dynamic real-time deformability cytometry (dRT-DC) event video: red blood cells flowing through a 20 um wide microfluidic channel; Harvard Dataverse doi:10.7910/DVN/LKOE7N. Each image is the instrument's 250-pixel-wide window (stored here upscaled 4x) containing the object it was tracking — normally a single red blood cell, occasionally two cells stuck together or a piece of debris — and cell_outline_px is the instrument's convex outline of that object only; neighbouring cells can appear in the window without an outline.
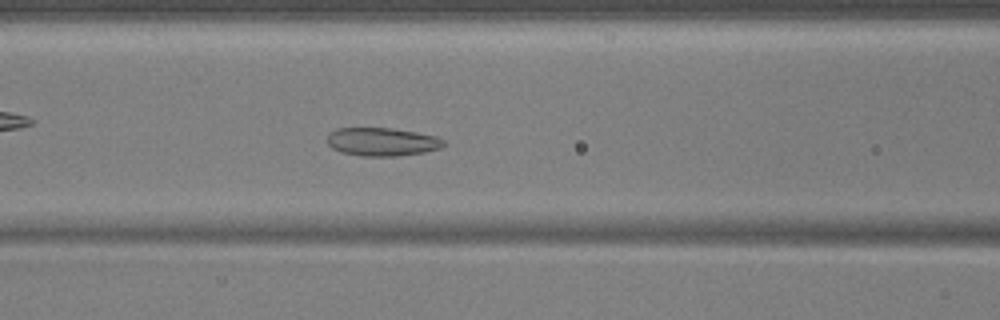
{"species": "common noctule bat (a hibernating species)", "species_latin": "Nyctalus noctula", "temperature_condition": "warm", "stored_images_in_passage": 54, "camera_frame_rate_fps": 3000, "um_per_image_px": 0.085, "animal": {"sex": "male", "body_mass_g": 17.9, "forearm_length_mm": 54.2}, "frame": {"image": 1, "passage_image": 23, "time_ms": 7.333, "image_size_px": [1000, 320], "cell_outline_px": [[448, 144], [440, 148], [424, 152], [396, 156], [360, 156], [340, 152], [332, 148], [328, 144], [328, 132], [336, 128], [392, 128], [416, 132], [436, 136], [444, 140]], "centroid_in_image_um": [32.47, 12.05], "position_along_channel_um": 134.1, "area_um2": 19.36}}
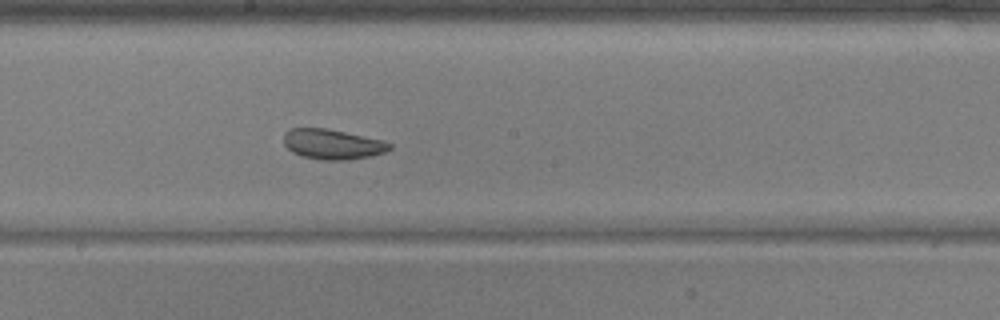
{"frame": {"image": 2, "passage_image": 30, "time_ms": 9.667, "image_size_px": [1000, 320], "cell_outline_px": [[392, 148], [384, 152], [372, 156], [348, 160], [320, 160], [300, 156], [292, 152], [284, 144], [284, 132], [288, 128], [328, 128], [384, 140], [392, 144]], "centroid_in_image_um": [28.26, 12.26], "position_along_channel_um": 219.9, "area_um2": 18.9}}
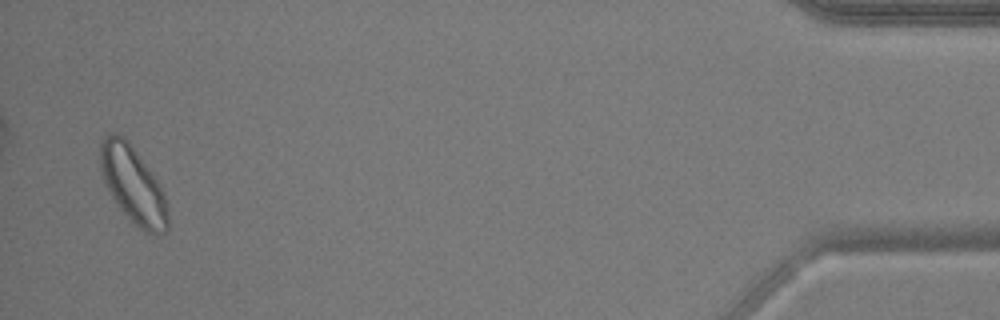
{"frame": {"image": 3, "passage_image": 53, "time_ms": 17.333, "image_size_px": [1000, 320], "cell_outline_px": [[168, 228], [164, 232], [156, 236], [144, 232], [112, 200], [100, 172], [100, 144], [104, 136], [108, 132], [116, 132], [124, 136], [160, 184], [164, 192], [168, 212]], "centroid_in_image_um": [11.29, 15.7], "position_along_channel_um": 423.9, "area_um2": 30.35}, "authors_computed_cell_mechanics": {"area_um2": 22.6576, "velocity_mm_per_s": 3.6861, "shape_relaxation_time_tau1_ms": 4.2876, "shape_relaxation_time_tau2_ms": 3.2691, "deformation_change_tau1": 0.0891, "deformation_change_tau2": 0.0697}}